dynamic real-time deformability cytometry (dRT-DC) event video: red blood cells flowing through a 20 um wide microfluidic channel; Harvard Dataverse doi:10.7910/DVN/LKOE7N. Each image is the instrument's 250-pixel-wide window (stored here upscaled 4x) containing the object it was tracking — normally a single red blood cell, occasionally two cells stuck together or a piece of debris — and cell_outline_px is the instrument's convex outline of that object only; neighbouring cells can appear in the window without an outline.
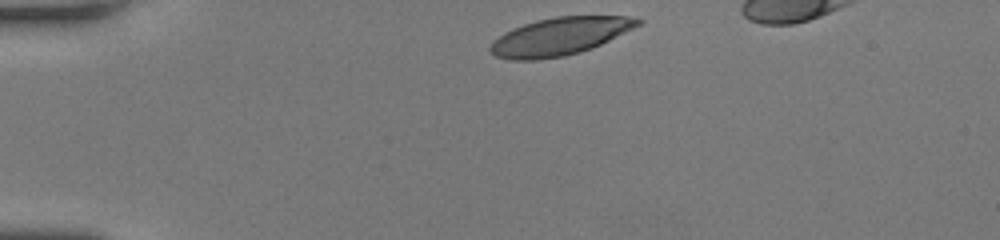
{"species": "human", "species_latin": "Homo sapiens", "temperature_condition": "room temperature", "stored_images_in_passage": 32, "camera_frame_rate_fps": 3000, "um_per_image_px": 0.085, "donor": {"sex": "female"}, "frame": {"image": 1, "passage_image": 1, "time_ms": 0.0, "image_size_px": [1000, 240], "cell_outline_px": [[644, 20], [640, 24], [592, 48], [580, 52], [564, 56], [536, 60], [512, 60], [496, 56], [488, 48], [492, 40], [504, 32], [512, 28], [536, 20], [556, 16], [632, 16]], "centroid_in_image_um": [47.53, 3.09], "position_along_channel_um": 37.5, "area_um2": 32.31}}
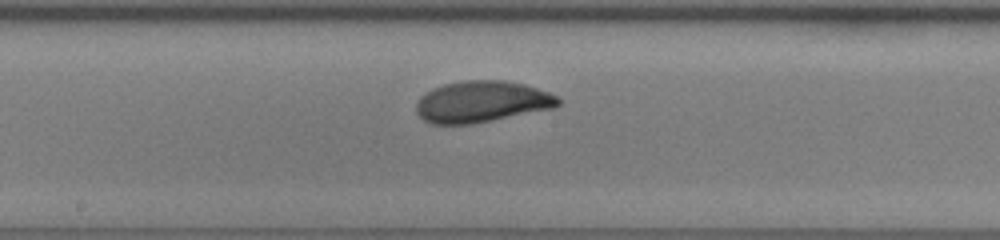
{"frame": {"image": 2, "passage_image": 17, "time_ms": 5.333, "image_size_px": [1000, 240], "cell_outline_px": [[560, 104], [556, 108], [472, 124], [432, 124], [424, 120], [416, 112], [416, 104], [420, 96], [432, 88], [444, 84], [460, 80], [504, 80], [524, 84], [548, 92], [556, 96], [560, 100]], "centroid_in_image_um": [40.94, 8.64], "position_along_channel_um": 207.3, "area_um2": 34.45}}
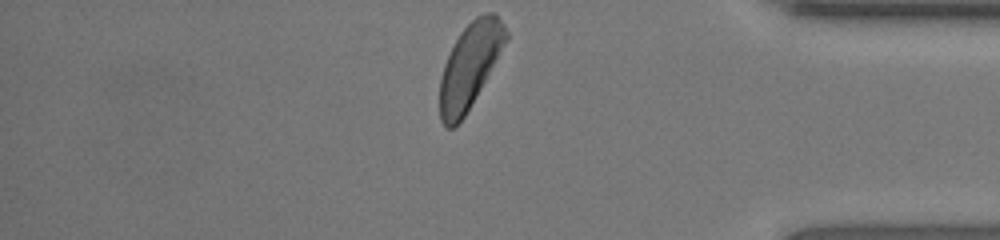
{"frame": {"image": 3, "passage_image": 32, "time_ms": 10.333, "image_size_px": [1000, 240], "cell_outline_px": [[508, 40], [464, 116], [452, 128], [444, 128], [440, 120], [440, 76], [444, 64], [460, 32], [476, 16], [484, 12], [492, 12], [504, 24], [508, 32]], "centroid_in_image_um": [39.93, 5.57], "position_along_channel_um": 395.3, "area_um2": 32.14}, "authors_computed_cell_mechanics": {"area_um2": 33.5818, "velocity_mm_per_s": 4.2198, "shape_relaxation_time_tau1_ms": 3.0729, "shape_relaxation_time_tau2_ms": 2.4452, "deformation_change_tau1": 0.1549, "deformation_change_tau2": 0.0854}}